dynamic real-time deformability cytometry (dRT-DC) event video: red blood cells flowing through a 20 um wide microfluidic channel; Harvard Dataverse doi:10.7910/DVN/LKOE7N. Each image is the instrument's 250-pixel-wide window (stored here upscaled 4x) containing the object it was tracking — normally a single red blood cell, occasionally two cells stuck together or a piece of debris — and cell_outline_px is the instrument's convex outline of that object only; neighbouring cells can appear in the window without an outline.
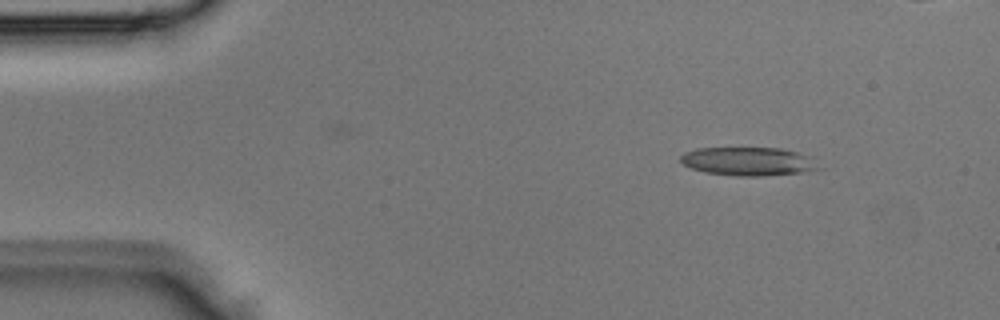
{"species": "Egyptian fruit bat (a non-hibernating species)", "species_latin": "Rousettus aegyptiacus", "temperature_condition": "room temperature", "stored_images_in_passage": 4, "camera_frame_rate_fps": 3000, "um_per_image_px": 0.085, "animal": {"sex": "male"}, "frame": {"image": 1, "passage_image": 1, "time_ms": 0.0, "image_size_px": [1000, 320], "cell_outline_px": [[824, 168], [804, 172], [764, 176], [736, 176], [704, 172], [692, 168], [684, 164], [680, 160], [680, 156], [684, 152], [696, 148], [780, 148], [796, 152], [808, 156]], "centroid_in_image_um": [63.61, 13.72], "position_along_channel_um": 21.4, "area_um2": 23.0}}